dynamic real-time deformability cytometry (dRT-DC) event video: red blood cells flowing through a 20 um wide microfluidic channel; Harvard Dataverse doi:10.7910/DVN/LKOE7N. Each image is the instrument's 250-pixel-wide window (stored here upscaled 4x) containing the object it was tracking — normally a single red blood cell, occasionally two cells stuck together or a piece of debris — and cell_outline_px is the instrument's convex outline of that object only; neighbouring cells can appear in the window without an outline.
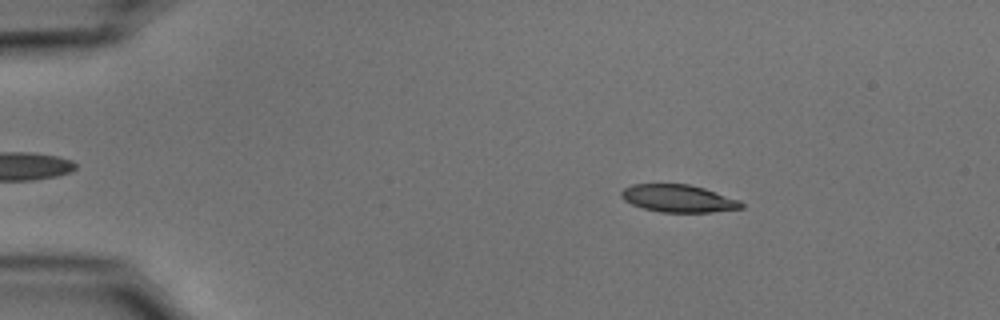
{"species": "common noctule bat (a hibernating species)", "species_latin": "Nyctalus noctula", "temperature_condition": "cold", "stored_images_in_passage": 54, "camera_frame_rate_fps": 3000, "um_per_image_px": 0.085, "animal": {"sex": "male", "body_mass_g": 15.6}, "frame": {"image": 1, "passage_image": 9, "time_ms": 2.667, "image_size_px": [1000, 320], "cell_outline_px": [[744, 208], [712, 212], [660, 212], [644, 208], [632, 204], [624, 200], [620, 196], [620, 192], [624, 188], [632, 184], [688, 184], [704, 188], [740, 200], [744, 204]], "centroid_in_image_um": [57.67, 16.87], "position_along_channel_um": 27.3, "area_um2": 19.25}}
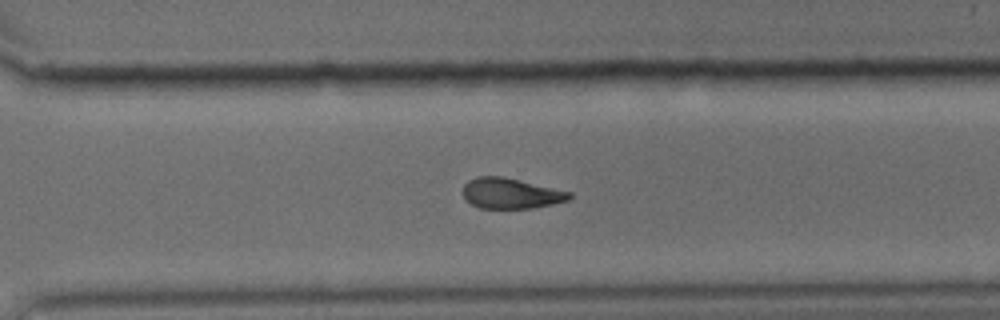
{"frame": {"image": 2, "passage_image": 39, "time_ms": 12.667, "image_size_px": [1000, 320], "cell_outline_px": [[572, 196], [568, 200], [552, 204], [532, 208], [480, 208], [464, 200], [464, 184], [468, 180], [476, 176], [504, 176], [572, 192]], "centroid_in_image_um": [43.41, 16.42], "position_along_channel_um": 327.2, "area_um2": 19.02}}
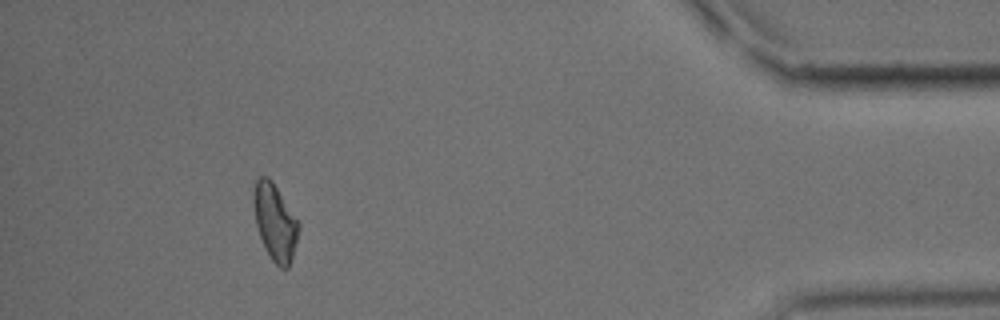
{"frame": {"image": 3, "passage_image": 50, "time_ms": 16.333, "image_size_px": [1000, 320], "cell_outline_px": [[300, 228], [292, 260], [288, 268], [280, 268], [272, 260], [260, 236], [256, 224], [252, 204], [252, 188], [256, 180], [260, 176], [268, 176], [272, 180], [300, 220]], "centroid_in_image_um": [23.39, 18.82], "position_along_channel_um": 411.8, "area_um2": 20.58}, "authors_computed_cell_mechanics": {"area_um2": 20.1144, "velocity_mm_per_s": 3.7004, "shape_relaxation_time_tau1_ms": 5.9747, "shape_relaxation_time_tau2_ms": null, "deformation_change_tau1": 0.1542, "deformation_change_tau2": null}}